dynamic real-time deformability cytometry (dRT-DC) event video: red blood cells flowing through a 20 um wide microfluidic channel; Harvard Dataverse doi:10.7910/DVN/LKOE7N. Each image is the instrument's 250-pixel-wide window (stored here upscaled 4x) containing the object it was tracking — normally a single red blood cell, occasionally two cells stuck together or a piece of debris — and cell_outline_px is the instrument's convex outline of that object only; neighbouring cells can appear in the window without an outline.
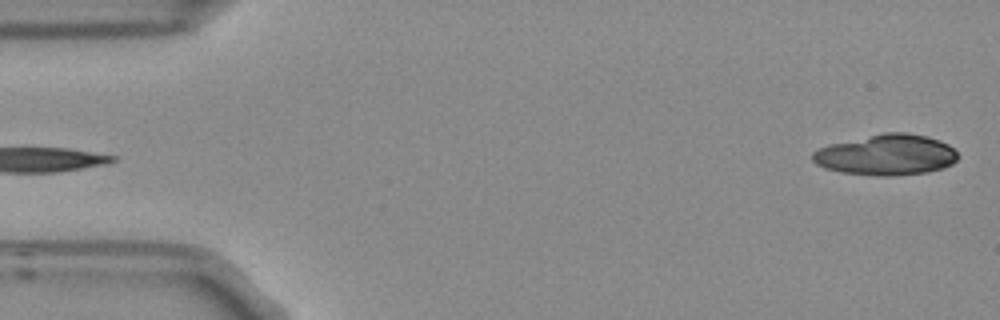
{"species": "Egyptian fruit bat (a non-hibernating species)", "species_latin": "Rousettus aegyptiacus", "temperature_condition": "room temperature", "stored_images_in_passage": 5, "segment_of_instrument_passage": [2, 2], "camera_frame_rate_fps": 3000, "um_per_image_px": 0.085, "frame": {"image": 1, "passage_image": 5, "time_ms": 1.333, "image_size_px": [1000, 320], "cell_outline_px": [[960, 156], [952, 164], [944, 168], [928, 172], [892, 176], [876, 176], [840, 172], [824, 168], [816, 164], [812, 160], [812, 152], [820, 148], [832, 144], [884, 132], [904, 132], [924, 136], [940, 140], [948, 144]], "centroid_in_image_um": [75.35, 13.18], "position_along_channel_um": 9.6, "area_um2": 34.51}}